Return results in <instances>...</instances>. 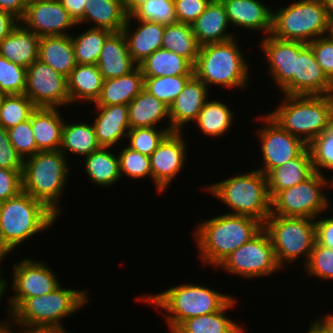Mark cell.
I'll use <instances>...</instances> for the list:
<instances>
[{
    "label": "cell",
    "instance_id": "ac0fdd59",
    "mask_svg": "<svg viewBox=\"0 0 333 333\" xmlns=\"http://www.w3.org/2000/svg\"><path fill=\"white\" fill-rule=\"evenodd\" d=\"M262 54L269 65V76L283 95H293V76L296 65V41L282 40L269 34L261 38Z\"/></svg>",
    "mask_w": 333,
    "mask_h": 333
},
{
    "label": "cell",
    "instance_id": "f1b7e54d",
    "mask_svg": "<svg viewBox=\"0 0 333 333\" xmlns=\"http://www.w3.org/2000/svg\"><path fill=\"white\" fill-rule=\"evenodd\" d=\"M39 40L33 31L26 29L22 23L0 43V55L24 68H28L38 59Z\"/></svg>",
    "mask_w": 333,
    "mask_h": 333
},
{
    "label": "cell",
    "instance_id": "b9f144b4",
    "mask_svg": "<svg viewBox=\"0 0 333 333\" xmlns=\"http://www.w3.org/2000/svg\"><path fill=\"white\" fill-rule=\"evenodd\" d=\"M192 76L144 77L143 89L169 107Z\"/></svg>",
    "mask_w": 333,
    "mask_h": 333
},
{
    "label": "cell",
    "instance_id": "d4e9b609",
    "mask_svg": "<svg viewBox=\"0 0 333 333\" xmlns=\"http://www.w3.org/2000/svg\"><path fill=\"white\" fill-rule=\"evenodd\" d=\"M103 79L126 75L138 67L130 56L127 41L122 31L112 32L106 39L97 62Z\"/></svg>",
    "mask_w": 333,
    "mask_h": 333
},
{
    "label": "cell",
    "instance_id": "7dc6e473",
    "mask_svg": "<svg viewBox=\"0 0 333 333\" xmlns=\"http://www.w3.org/2000/svg\"><path fill=\"white\" fill-rule=\"evenodd\" d=\"M314 170L325 175L321 169L333 170V129L330 127L309 145Z\"/></svg>",
    "mask_w": 333,
    "mask_h": 333
},
{
    "label": "cell",
    "instance_id": "2644e50d",
    "mask_svg": "<svg viewBox=\"0 0 333 333\" xmlns=\"http://www.w3.org/2000/svg\"><path fill=\"white\" fill-rule=\"evenodd\" d=\"M0 256H1V229H0Z\"/></svg>",
    "mask_w": 333,
    "mask_h": 333
},
{
    "label": "cell",
    "instance_id": "f6af8a7d",
    "mask_svg": "<svg viewBox=\"0 0 333 333\" xmlns=\"http://www.w3.org/2000/svg\"><path fill=\"white\" fill-rule=\"evenodd\" d=\"M120 175L132 179L151 178V167L149 156L132 150L127 145L118 153ZM125 174V175H124Z\"/></svg>",
    "mask_w": 333,
    "mask_h": 333
},
{
    "label": "cell",
    "instance_id": "bcb514c9",
    "mask_svg": "<svg viewBox=\"0 0 333 333\" xmlns=\"http://www.w3.org/2000/svg\"><path fill=\"white\" fill-rule=\"evenodd\" d=\"M25 88L26 68L0 55V93L2 95L24 94Z\"/></svg>",
    "mask_w": 333,
    "mask_h": 333
},
{
    "label": "cell",
    "instance_id": "3957f363",
    "mask_svg": "<svg viewBox=\"0 0 333 333\" xmlns=\"http://www.w3.org/2000/svg\"><path fill=\"white\" fill-rule=\"evenodd\" d=\"M234 296L223 294L204 285L185 283L175 285L157 294H147L136 298L151 303L166 311L164 316L170 333H173L185 320L217 312Z\"/></svg>",
    "mask_w": 333,
    "mask_h": 333
},
{
    "label": "cell",
    "instance_id": "6125c7cd",
    "mask_svg": "<svg viewBox=\"0 0 333 333\" xmlns=\"http://www.w3.org/2000/svg\"><path fill=\"white\" fill-rule=\"evenodd\" d=\"M146 2L147 0H122L124 10L128 17Z\"/></svg>",
    "mask_w": 333,
    "mask_h": 333
},
{
    "label": "cell",
    "instance_id": "1f68e13d",
    "mask_svg": "<svg viewBox=\"0 0 333 333\" xmlns=\"http://www.w3.org/2000/svg\"><path fill=\"white\" fill-rule=\"evenodd\" d=\"M143 86L144 76L139 66L126 75L104 79L101 94L94 105H128L143 90Z\"/></svg>",
    "mask_w": 333,
    "mask_h": 333
},
{
    "label": "cell",
    "instance_id": "6f0895ef",
    "mask_svg": "<svg viewBox=\"0 0 333 333\" xmlns=\"http://www.w3.org/2000/svg\"><path fill=\"white\" fill-rule=\"evenodd\" d=\"M26 7L24 0H0V10L11 13L19 20L25 15Z\"/></svg>",
    "mask_w": 333,
    "mask_h": 333
},
{
    "label": "cell",
    "instance_id": "8fae6325",
    "mask_svg": "<svg viewBox=\"0 0 333 333\" xmlns=\"http://www.w3.org/2000/svg\"><path fill=\"white\" fill-rule=\"evenodd\" d=\"M331 186L330 178L314 172L303 182L279 191L271 199V215L316 219L331 208L324 189Z\"/></svg>",
    "mask_w": 333,
    "mask_h": 333
},
{
    "label": "cell",
    "instance_id": "db71d44e",
    "mask_svg": "<svg viewBox=\"0 0 333 333\" xmlns=\"http://www.w3.org/2000/svg\"><path fill=\"white\" fill-rule=\"evenodd\" d=\"M22 191V173L0 167V202L17 196Z\"/></svg>",
    "mask_w": 333,
    "mask_h": 333
},
{
    "label": "cell",
    "instance_id": "5bb4252c",
    "mask_svg": "<svg viewBox=\"0 0 333 333\" xmlns=\"http://www.w3.org/2000/svg\"><path fill=\"white\" fill-rule=\"evenodd\" d=\"M12 283L14 294L8 297L10 314L24 299L43 296L54 291L61 284L55 272L45 262L24 258L12 265Z\"/></svg>",
    "mask_w": 333,
    "mask_h": 333
},
{
    "label": "cell",
    "instance_id": "c3c4849f",
    "mask_svg": "<svg viewBox=\"0 0 333 333\" xmlns=\"http://www.w3.org/2000/svg\"><path fill=\"white\" fill-rule=\"evenodd\" d=\"M307 275L319 280H333V249L324 247L316 241L307 263L304 265Z\"/></svg>",
    "mask_w": 333,
    "mask_h": 333
},
{
    "label": "cell",
    "instance_id": "d6a6232c",
    "mask_svg": "<svg viewBox=\"0 0 333 333\" xmlns=\"http://www.w3.org/2000/svg\"><path fill=\"white\" fill-rule=\"evenodd\" d=\"M127 18L122 0H86L84 16L77 24L93 23L92 28L119 32Z\"/></svg>",
    "mask_w": 333,
    "mask_h": 333
},
{
    "label": "cell",
    "instance_id": "003e7915",
    "mask_svg": "<svg viewBox=\"0 0 333 333\" xmlns=\"http://www.w3.org/2000/svg\"><path fill=\"white\" fill-rule=\"evenodd\" d=\"M40 1H43V0H24L26 5H29V4L35 3V2H40Z\"/></svg>",
    "mask_w": 333,
    "mask_h": 333
},
{
    "label": "cell",
    "instance_id": "6da1fadb",
    "mask_svg": "<svg viewBox=\"0 0 333 333\" xmlns=\"http://www.w3.org/2000/svg\"><path fill=\"white\" fill-rule=\"evenodd\" d=\"M262 228L263 224L255 218L229 213L204 220L193 232L194 243L199 250L197 257L204 265L217 268Z\"/></svg>",
    "mask_w": 333,
    "mask_h": 333
},
{
    "label": "cell",
    "instance_id": "603a6c76",
    "mask_svg": "<svg viewBox=\"0 0 333 333\" xmlns=\"http://www.w3.org/2000/svg\"><path fill=\"white\" fill-rule=\"evenodd\" d=\"M94 109L98 112L93 126L101 147L114 148L116 143L127 138L130 130L128 105L96 106Z\"/></svg>",
    "mask_w": 333,
    "mask_h": 333
},
{
    "label": "cell",
    "instance_id": "484cf974",
    "mask_svg": "<svg viewBox=\"0 0 333 333\" xmlns=\"http://www.w3.org/2000/svg\"><path fill=\"white\" fill-rule=\"evenodd\" d=\"M58 109L37 107L30 116L31 127L39 151L60 150L65 119Z\"/></svg>",
    "mask_w": 333,
    "mask_h": 333
},
{
    "label": "cell",
    "instance_id": "2e32d148",
    "mask_svg": "<svg viewBox=\"0 0 333 333\" xmlns=\"http://www.w3.org/2000/svg\"><path fill=\"white\" fill-rule=\"evenodd\" d=\"M183 136V131L168 133L149 156L151 180L155 183L157 192L163 193L184 169L188 143Z\"/></svg>",
    "mask_w": 333,
    "mask_h": 333
},
{
    "label": "cell",
    "instance_id": "7bdbcfd3",
    "mask_svg": "<svg viewBox=\"0 0 333 333\" xmlns=\"http://www.w3.org/2000/svg\"><path fill=\"white\" fill-rule=\"evenodd\" d=\"M145 127L130 129L127 135L128 144L132 150L143 155L150 156L160 142L169 133L168 128Z\"/></svg>",
    "mask_w": 333,
    "mask_h": 333
},
{
    "label": "cell",
    "instance_id": "8c879c8a",
    "mask_svg": "<svg viewBox=\"0 0 333 333\" xmlns=\"http://www.w3.org/2000/svg\"><path fill=\"white\" fill-rule=\"evenodd\" d=\"M2 257L0 256V263L2 262ZM2 275V273H1V269H0V276Z\"/></svg>",
    "mask_w": 333,
    "mask_h": 333
},
{
    "label": "cell",
    "instance_id": "60d3db41",
    "mask_svg": "<svg viewBox=\"0 0 333 333\" xmlns=\"http://www.w3.org/2000/svg\"><path fill=\"white\" fill-rule=\"evenodd\" d=\"M36 108L25 94L3 95L0 100V125L8 130L30 119Z\"/></svg>",
    "mask_w": 333,
    "mask_h": 333
},
{
    "label": "cell",
    "instance_id": "e0dca14e",
    "mask_svg": "<svg viewBox=\"0 0 333 333\" xmlns=\"http://www.w3.org/2000/svg\"><path fill=\"white\" fill-rule=\"evenodd\" d=\"M20 23L39 37L70 35L68 29L78 26L59 0H43L27 5Z\"/></svg>",
    "mask_w": 333,
    "mask_h": 333
},
{
    "label": "cell",
    "instance_id": "d6986e66",
    "mask_svg": "<svg viewBox=\"0 0 333 333\" xmlns=\"http://www.w3.org/2000/svg\"><path fill=\"white\" fill-rule=\"evenodd\" d=\"M293 95H333V82L317 63L311 47L296 41Z\"/></svg>",
    "mask_w": 333,
    "mask_h": 333
},
{
    "label": "cell",
    "instance_id": "277c9868",
    "mask_svg": "<svg viewBox=\"0 0 333 333\" xmlns=\"http://www.w3.org/2000/svg\"><path fill=\"white\" fill-rule=\"evenodd\" d=\"M274 111L266 112L283 129L309 145L331 127L333 95H283Z\"/></svg>",
    "mask_w": 333,
    "mask_h": 333
},
{
    "label": "cell",
    "instance_id": "e7e4bbea",
    "mask_svg": "<svg viewBox=\"0 0 333 333\" xmlns=\"http://www.w3.org/2000/svg\"><path fill=\"white\" fill-rule=\"evenodd\" d=\"M323 2L327 10L328 18H333V0H323Z\"/></svg>",
    "mask_w": 333,
    "mask_h": 333
},
{
    "label": "cell",
    "instance_id": "9c48e42d",
    "mask_svg": "<svg viewBox=\"0 0 333 333\" xmlns=\"http://www.w3.org/2000/svg\"><path fill=\"white\" fill-rule=\"evenodd\" d=\"M329 23L323 0H298L273 10L271 35L308 44L327 35Z\"/></svg>",
    "mask_w": 333,
    "mask_h": 333
},
{
    "label": "cell",
    "instance_id": "83f0119b",
    "mask_svg": "<svg viewBox=\"0 0 333 333\" xmlns=\"http://www.w3.org/2000/svg\"><path fill=\"white\" fill-rule=\"evenodd\" d=\"M103 77L96 64H77L67 77L70 104H93L102 90Z\"/></svg>",
    "mask_w": 333,
    "mask_h": 333
},
{
    "label": "cell",
    "instance_id": "7402d4cb",
    "mask_svg": "<svg viewBox=\"0 0 333 333\" xmlns=\"http://www.w3.org/2000/svg\"><path fill=\"white\" fill-rule=\"evenodd\" d=\"M133 20L137 21V26L132 30ZM164 29L165 24L162 23L132 19L131 16L127 18L122 32L126 38L130 56L138 65L154 51L162 48Z\"/></svg>",
    "mask_w": 333,
    "mask_h": 333
},
{
    "label": "cell",
    "instance_id": "ffe728a7",
    "mask_svg": "<svg viewBox=\"0 0 333 333\" xmlns=\"http://www.w3.org/2000/svg\"><path fill=\"white\" fill-rule=\"evenodd\" d=\"M208 94L209 89L206 84L193 75L169 106L172 132H182L184 131L182 128L186 124L196 121L199 112L208 100Z\"/></svg>",
    "mask_w": 333,
    "mask_h": 333
},
{
    "label": "cell",
    "instance_id": "be15d7a7",
    "mask_svg": "<svg viewBox=\"0 0 333 333\" xmlns=\"http://www.w3.org/2000/svg\"><path fill=\"white\" fill-rule=\"evenodd\" d=\"M3 276L1 275L0 276V299H2L4 297V294H6L5 292L7 291V285H9L6 281V279L2 278ZM2 300H0L1 302ZM5 321V322H4ZM4 321H0V330L1 329H4L5 327H7V324H8V321H9V318L8 319H5Z\"/></svg>",
    "mask_w": 333,
    "mask_h": 333
},
{
    "label": "cell",
    "instance_id": "89a4df30",
    "mask_svg": "<svg viewBox=\"0 0 333 333\" xmlns=\"http://www.w3.org/2000/svg\"><path fill=\"white\" fill-rule=\"evenodd\" d=\"M330 181H331V189H332L333 188V175L331 176Z\"/></svg>",
    "mask_w": 333,
    "mask_h": 333
},
{
    "label": "cell",
    "instance_id": "836d02e7",
    "mask_svg": "<svg viewBox=\"0 0 333 333\" xmlns=\"http://www.w3.org/2000/svg\"><path fill=\"white\" fill-rule=\"evenodd\" d=\"M232 298L221 310L185 320L173 333H244L243 326L225 313L237 304Z\"/></svg>",
    "mask_w": 333,
    "mask_h": 333
},
{
    "label": "cell",
    "instance_id": "7c38bea8",
    "mask_svg": "<svg viewBox=\"0 0 333 333\" xmlns=\"http://www.w3.org/2000/svg\"><path fill=\"white\" fill-rule=\"evenodd\" d=\"M219 267L246 279L268 277L282 269L276 261L272 242L264 228L227 256Z\"/></svg>",
    "mask_w": 333,
    "mask_h": 333
},
{
    "label": "cell",
    "instance_id": "7a4b0ae2",
    "mask_svg": "<svg viewBox=\"0 0 333 333\" xmlns=\"http://www.w3.org/2000/svg\"><path fill=\"white\" fill-rule=\"evenodd\" d=\"M57 218L58 216L46 205L23 191L15 197L0 202L2 259L24 241L43 230H48Z\"/></svg>",
    "mask_w": 333,
    "mask_h": 333
},
{
    "label": "cell",
    "instance_id": "d590c367",
    "mask_svg": "<svg viewBox=\"0 0 333 333\" xmlns=\"http://www.w3.org/2000/svg\"><path fill=\"white\" fill-rule=\"evenodd\" d=\"M144 77L194 75L193 65L184 57L166 49H158L139 65Z\"/></svg>",
    "mask_w": 333,
    "mask_h": 333
},
{
    "label": "cell",
    "instance_id": "30bf717a",
    "mask_svg": "<svg viewBox=\"0 0 333 333\" xmlns=\"http://www.w3.org/2000/svg\"><path fill=\"white\" fill-rule=\"evenodd\" d=\"M263 228L270 237L276 261L282 269L287 267L286 262L289 265L301 256L304 259L302 264L307 263L316 241L315 219L270 215Z\"/></svg>",
    "mask_w": 333,
    "mask_h": 333
},
{
    "label": "cell",
    "instance_id": "4316f807",
    "mask_svg": "<svg viewBox=\"0 0 333 333\" xmlns=\"http://www.w3.org/2000/svg\"><path fill=\"white\" fill-rule=\"evenodd\" d=\"M314 172L311 152L307 147L298 157L276 167L266 175L271 199L279 191L303 182Z\"/></svg>",
    "mask_w": 333,
    "mask_h": 333
},
{
    "label": "cell",
    "instance_id": "f5cc1de1",
    "mask_svg": "<svg viewBox=\"0 0 333 333\" xmlns=\"http://www.w3.org/2000/svg\"><path fill=\"white\" fill-rule=\"evenodd\" d=\"M212 0H174L177 21L192 24L207 8Z\"/></svg>",
    "mask_w": 333,
    "mask_h": 333
},
{
    "label": "cell",
    "instance_id": "94428289",
    "mask_svg": "<svg viewBox=\"0 0 333 333\" xmlns=\"http://www.w3.org/2000/svg\"><path fill=\"white\" fill-rule=\"evenodd\" d=\"M20 326V331L16 333H68L66 329L54 327V326H26L21 324H16ZM7 327L11 333H15L13 326L10 323L7 324ZM22 327V328H21Z\"/></svg>",
    "mask_w": 333,
    "mask_h": 333
},
{
    "label": "cell",
    "instance_id": "8992f818",
    "mask_svg": "<svg viewBox=\"0 0 333 333\" xmlns=\"http://www.w3.org/2000/svg\"><path fill=\"white\" fill-rule=\"evenodd\" d=\"M204 189L230 207L229 214L252 217L262 224L271 215L267 176L256 168L207 185Z\"/></svg>",
    "mask_w": 333,
    "mask_h": 333
},
{
    "label": "cell",
    "instance_id": "4dcf8cb0",
    "mask_svg": "<svg viewBox=\"0 0 333 333\" xmlns=\"http://www.w3.org/2000/svg\"><path fill=\"white\" fill-rule=\"evenodd\" d=\"M38 60L67 78L77 65L71 33L40 37Z\"/></svg>",
    "mask_w": 333,
    "mask_h": 333
},
{
    "label": "cell",
    "instance_id": "a7ac6f4b",
    "mask_svg": "<svg viewBox=\"0 0 333 333\" xmlns=\"http://www.w3.org/2000/svg\"><path fill=\"white\" fill-rule=\"evenodd\" d=\"M0 333H11L8 329V327H5L4 329L0 330Z\"/></svg>",
    "mask_w": 333,
    "mask_h": 333
},
{
    "label": "cell",
    "instance_id": "f907efd6",
    "mask_svg": "<svg viewBox=\"0 0 333 333\" xmlns=\"http://www.w3.org/2000/svg\"><path fill=\"white\" fill-rule=\"evenodd\" d=\"M308 45L323 72L333 82V38L327 34L311 41Z\"/></svg>",
    "mask_w": 333,
    "mask_h": 333
},
{
    "label": "cell",
    "instance_id": "ab89813d",
    "mask_svg": "<svg viewBox=\"0 0 333 333\" xmlns=\"http://www.w3.org/2000/svg\"><path fill=\"white\" fill-rule=\"evenodd\" d=\"M112 32L106 29L89 28L79 35L71 34L77 64H96L101 50Z\"/></svg>",
    "mask_w": 333,
    "mask_h": 333
},
{
    "label": "cell",
    "instance_id": "5b68a950",
    "mask_svg": "<svg viewBox=\"0 0 333 333\" xmlns=\"http://www.w3.org/2000/svg\"><path fill=\"white\" fill-rule=\"evenodd\" d=\"M66 156L60 151H39L24 159L22 191L60 215L59 205L70 171Z\"/></svg>",
    "mask_w": 333,
    "mask_h": 333
},
{
    "label": "cell",
    "instance_id": "681fc988",
    "mask_svg": "<svg viewBox=\"0 0 333 333\" xmlns=\"http://www.w3.org/2000/svg\"><path fill=\"white\" fill-rule=\"evenodd\" d=\"M7 132L12 146L23 160L39 152L30 119L8 129Z\"/></svg>",
    "mask_w": 333,
    "mask_h": 333
},
{
    "label": "cell",
    "instance_id": "9a60e30c",
    "mask_svg": "<svg viewBox=\"0 0 333 333\" xmlns=\"http://www.w3.org/2000/svg\"><path fill=\"white\" fill-rule=\"evenodd\" d=\"M24 94L36 107L60 108L70 104L67 78L38 59L26 69Z\"/></svg>",
    "mask_w": 333,
    "mask_h": 333
},
{
    "label": "cell",
    "instance_id": "f546056e",
    "mask_svg": "<svg viewBox=\"0 0 333 333\" xmlns=\"http://www.w3.org/2000/svg\"><path fill=\"white\" fill-rule=\"evenodd\" d=\"M128 113L130 129L156 127L166 120L168 132H172L169 107L144 89L128 104Z\"/></svg>",
    "mask_w": 333,
    "mask_h": 333
},
{
    "label": "cell",
    "instance_id": "44dd1931",
    "mask_svg": "<svg viewBox=\"0 0 333 333\" xmlns=\"http://www.w3.org/2000/svg\"><path fill=\"white\" fill-rule=\"evenodd\" d=\"M231 26L271 34L273 9L259 0H221Z\"/></svg>",
    "mask_w": 333,
    "mask_h": 333
},
{
    "label": "cell",
    "instance_id": "4fadbf2b",
    "mask_svg": "<svg viewBox=\"0 0 333 333\" xmlns=\"http://www.w3.org/2000/svg\"><path fill=\"white\" fill-rule=\"evenodd\" d=\"M257 118L265 123L256 131L264 162L261 169L257 170L264 175L298 157L308 147L302 139L291 135L268 114Z\"/></svg>",
    "mask_w": 333,
    "mask_h": 333
},
{
    "label": "cell",
    "instance_id": "ba28073f",
    "mask_svg": "<svg viewBox=\"0 0 333 333\" xmlns=\"http://www.w3.org/2000/svg\"><path fill=\"white\" fill-rule=\"evenodd\" d=\"M87 290L63 288L61 285L43 296L24 299L10 314L8 323L26 326L64 328V318L77 313L89 303Z\"/></svg>",
    "mask_w": 333,
    "mask_h": 333
},
{
    "label": "cell",
    "instance_id": "03108f58",
    "mask_svg": "<svg viewBox=\"0 0 333 333\" xmlns=\"http://www.w3.org/2000/svg\"><path fill=\"white\" fill-rule=\"evenodd\" d=\"M330 23H329V35L333 38V18L329 19Z\"/></svg>",
    "mask_w": 333,
    "mask_h": 333
},
{
    "label": "cell",
    "instance_id": "8d00e7d4",
    "mask_svg": "<svg viewBox=\"0 0 333 333\" xmlns=\"http://www.w3.org/2000/svg\"><path fill=\"white\" fill-rule=\"evenodd\" d=\"M100 148L93 123L64 121L60 151L65 156L71 152L82 158Z\"/></svg>",
    "mask_w": 333,
    "mask_h": 333
},
{
    "label": "cell",
    "instance_id": "74e56055",
    "mask_svg": "<svg viewBox=\"0 0 333 333\" xmlns=\"http://www.w3.org/2000/svg\"><path fill=\"white\" fill-rule=\"evenodd\" d=\"M220 100H207L195 121L203 135L221 137L234 124V112Z\"/></svg>",
    "mask_w": 333,
    "mask_h": 333
},
{
    "label": "cell",
    "instance_id": "f35d334b",
    "mask_svg": "<svg viewBox=\"0 0 333 333\" xmlns=\"http://www.w3.org/2000/svg\"><path fill=\"white\" fill-rule=\"evenodd\" d=\"M162 48L186 58L194 66L200 45L190 24L176 22L165 25Z\"/></svg>",
    "mask_w": 333,
    "mask_h": 333
},
{
    "label": "cell",
    "instance_id": "cb8c5ba5",
    "mask_svg": "<svg viewBox=\"0 0 333 333\" xmlns=\"http://www.w3.org/2000/svg\"><path fill=\"white\" fill-rule=\"evenodd\" d=\"M191 26L200 46L225 42L236 37L234 31L228 32L231 25L221 0H212Z\"/></svg>",
    "mask_w": 333,
    "mask_h": 333
},
{
    "label": "cell",
    "instance_id": "680465c9",
    "mask_svg": "<svg viewBox=\"0 0 333 333\" xmlns=\"http://www.w3.org/2000/svg\"><path fill=\"white\" fill-rule=\"evenodd\" d=\"M62 7L70 14L76 23L84 16V7L86 0H59Z\"/></svg>",
    "mask_w": 333,
    "mask_h": 333
},
{
    "label": "cell",
    "instance_id": "9f6ffc18",
    "mask_svg": "<svg viewBox=\"0 0 333 333\" xmlns=\"http://www.w3.org/2000/svg\"><path fill=\"white\" fill-rule=\"evenodd\" d=\"M20 23V20L9 12L0 10V43L5 39Z\"/></svg>",
    "mask_w": 333,
    "mask_h": 333
},
{
    "label": "cell",
    "instance_id": "91938a15",
    "mask_svg": "<svg viewBox=\"0 0 333 333\" xmlns=\"http://www.w3.org/2000/svg\"><path fill=\"white\" fill-rule=\"evenodd\" d=\"M308 328L310 333H333V314L315 319Z\"/></svg>",
    "mask_w": 333,
    "mask_h": 333
},
{
    "label": "cell",
    "instance_id": "816d5d0a",
    "mask_svg": "<svg viewBox=\"0 0 333 333\" xmlns=\"http://www.w3.org/2000/svg\"><path fill=\"white\" fill-rule=\"evenodd\" d=\"M24 160L12 146L8 132L0 125V167L23 172Z\"/></svg>",
    "mask_w": 333,
    "mask_h": 333
},
{
    "label": "cell",
    "instance_id": "ee69618b",
    "mask_svg": "<svg viewBox=\"0 0 333 333\" xmlns=\"http://www.w3.org/2000/svg\"><path fill=\"white\" fill-rule=\"evenodd\" d=\"M131 17L132 19L153 21L165 25L178 22L174 0H147Z\"/></svg>",
    "mask_w": 333,
    "mask_h": 333
},
{
    "label": "cell",
    "instance_id": "e575fe53",
    "mask_svg": "<svg viewBox=\"0 0 333 333\" xmlns=\"http://www.w3.org/2000/svg\"><path fill=\"white\" fill-rule=\"evenodd\" d=\"M111 148L101 147L97 151L85 156L84 170L93 184L99 186H112L120 181L119 157Z\"/></svg>",
    "mask_w": 333,
    "mask_h": 333
},
{
    "label": "cell",
    "instance_id": "11a10c76",
    "mask_svg": "<svg viewBox=\"0 0 333 333\" xmlns=\"http://www.w3.org/2000/svg\"><path fill=\"white\" fill-rule=\"evenodd\" d=\"M333 214V213H332ZM315 239L324 247L333 249V217L315 219Z\"/></svg>",
    "mask_w": 333,
    "mask_h": 333
},
{
    "label": "cell",
    "instance_id": "52a82bcc",
    "mask_svg": "<svg viewBox=\"0 0 333 333\" xmlns=\"http://www.w3.org/2000/svg\"><path fill=\"white\" fill-rule=\"evenodd\" d=\"M236 38L200 46L193 71L207 87L220 85L244 89L248 86L250 66Z\"/></svg>",
    "mask_w": 333,
    "mask_h": 333
}]
</instances>
